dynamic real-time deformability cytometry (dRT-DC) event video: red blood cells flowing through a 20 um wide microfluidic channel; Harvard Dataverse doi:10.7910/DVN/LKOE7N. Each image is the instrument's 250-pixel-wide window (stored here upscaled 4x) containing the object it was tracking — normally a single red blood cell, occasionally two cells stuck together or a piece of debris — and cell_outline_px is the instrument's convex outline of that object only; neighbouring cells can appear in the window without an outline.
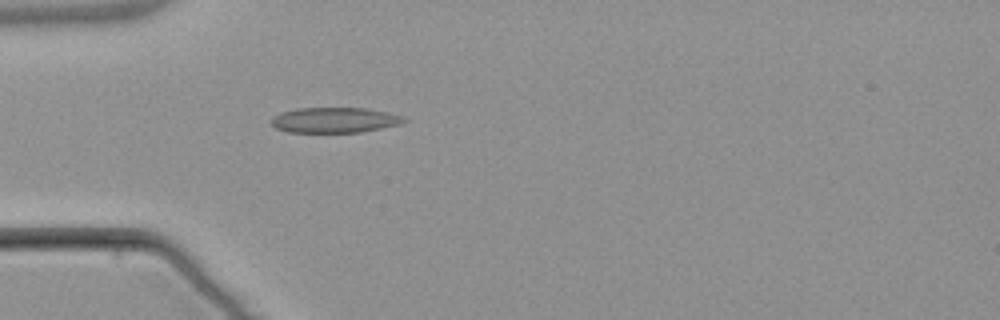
{"species": "common noctule bat (a hibernating species)", "species_latin": "Nyctalus noctula", "temperature_condition": "warm", "stored_images_in_passage": 5, "camera_frame_rate_fps": 3000, "um_per_image_px": 0.085, "animal": {"sex": "male", "body_mass_g": 21.5, "forearm_length_mm": 52.0}, "frame": {"image": 1, "passage_image": 5, "time_ms": 5.0, "image_size_px": [1000, 320], "cell_outline_px": [[408, 120], [400, 124], [360, 132], [288, 132], [276, 128], [268, 120], [272, 116], [280, 112], [296, 108], [364, 108], [388, 112], [404, 116]], "centroid_in_image_um": [28.41, 10.2], "position_along_channel_um": 56.6, "area_um2": 19.71}}